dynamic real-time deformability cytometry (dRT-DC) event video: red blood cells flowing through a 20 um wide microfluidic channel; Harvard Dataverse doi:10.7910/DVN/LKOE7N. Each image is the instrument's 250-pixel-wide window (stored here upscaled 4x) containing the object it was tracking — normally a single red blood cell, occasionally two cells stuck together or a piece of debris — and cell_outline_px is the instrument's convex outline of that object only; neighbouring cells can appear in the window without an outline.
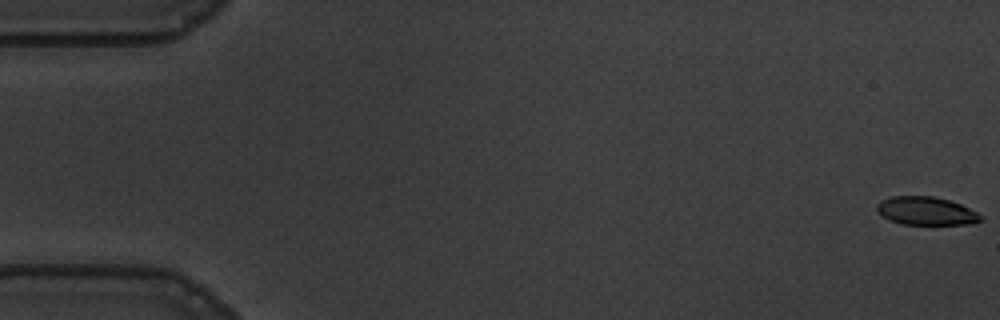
{"species": "common noctule bat (a hibernating species)", "species_latin": "Nyctalus noctula", "temperature_condition": "warm", "stored_images_in_passage": 57, "camera_frame_rate_fps": 3000, "um_per_image_px": 0.085, "animal": {"sex": "male", "body_mass_g": 19.5, "forearm_length_mm": 54.6}, "frame": {"image": 1, "passage_image": 1, "time_ms": 0.0, "image_size_px": [1000, 320], "cell_outline_px": [[984, 220], [968, 224], [900, 224], [888, 220], [876, 212], [876, 204], [880, 200], [892, 196], [932, 196], [948, 200], [960, 204], [984, 216]], "centroid_in_image_um": [78.68, 17.93], "position_along_channel_um": 6.3, "area_um2": 17.22}}
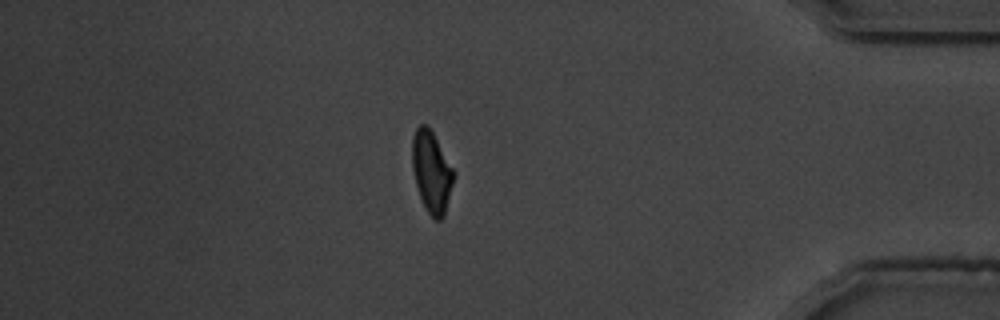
{"frame": {"image": 2, "passage_image": 49, "time_ms": 16.0, "image_size_px": [1000, 320], "cell_outline_px": [[456, 172], [444, 216], [440, 220], [432, 220], [424, 208], [416, 184], [412, 168], [412, 136], [416, 128], [420, 124], [428, 124]], "centroid_in_image_um": [36.69, 14.61], "position_along_channel_um": 398.5, "area_um2": 20.06}}
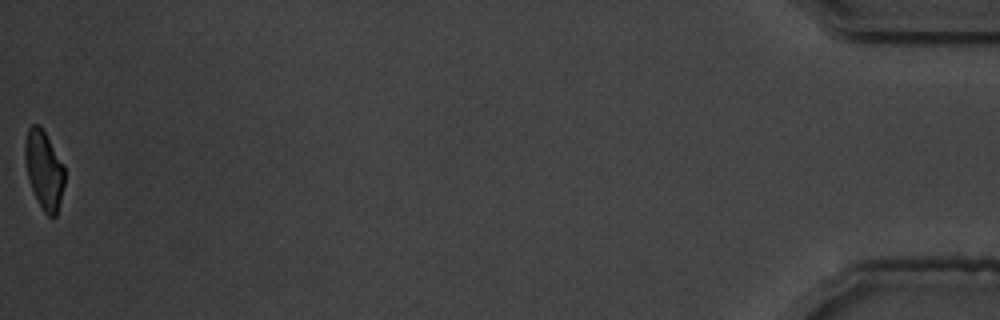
{"frame": {"image": 3, "passage_image": 57, "time_ms": 18.667, "image_size_px": [1000, 320], "cell_outline_px": [[64, 184], [56, 216], [48, 216], [44, 212], [32, 188], [28, 176], [24, 156], [24, 144], [28, 128], [32, 124], [40, 124], [64, 164]], "centroid_in_image_um": [3.74, 14.38], "position_along_channel_um": 431.5, "area_um2": 17.92}, "authors_computed_cell_mechanics": {"area_um2": 19.8832, "velocity_mm_per_s": 3.6007, "shape_relaxation_time_tau1_ms": 4.7016, "shape_relaxation_time_tau2_ms": 1.4523, "deformation_change_tau1": 0.1815, "deformation_change_tau2": 0.0932}}